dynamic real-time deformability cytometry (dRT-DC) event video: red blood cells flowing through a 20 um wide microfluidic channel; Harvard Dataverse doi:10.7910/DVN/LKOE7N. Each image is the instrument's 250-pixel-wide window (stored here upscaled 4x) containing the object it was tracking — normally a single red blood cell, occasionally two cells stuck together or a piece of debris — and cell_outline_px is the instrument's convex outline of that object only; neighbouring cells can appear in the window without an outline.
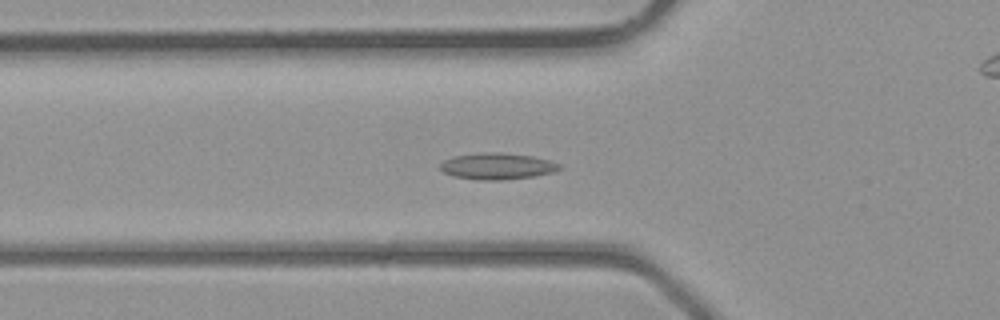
{"species": "common noctule bat (a hibernating species)", "species_latin": "Nyctalus noctula", "temperature_condition": "room temperature", "stored_images_in_passage": 41, "camera_frame_rate_fps": 3000, "um_per_image_px": 0.085, "animal": {"sex": "male", "body_mass_g": 23.1, "forearm_length_mm": 52.7}, "frame": {"image": 1, "passage_image": 14, "time_ms": 4.333, "image_size_px": [1000, 320], "cell_outline_px": [[560, 168], [552, 172], [536, 176], [500, 180], [480, 180], [452, 176], [444, 172], [440, 168], [440, 164], [444, 160], [452, 156], [476, 152], [504, 152], [532, 156], [552, 160], [560, 164]], "centroid_in_image_um": [42.25, 14.11], "position_along_channel_um": 83.6, "area_um2": 18.61}}
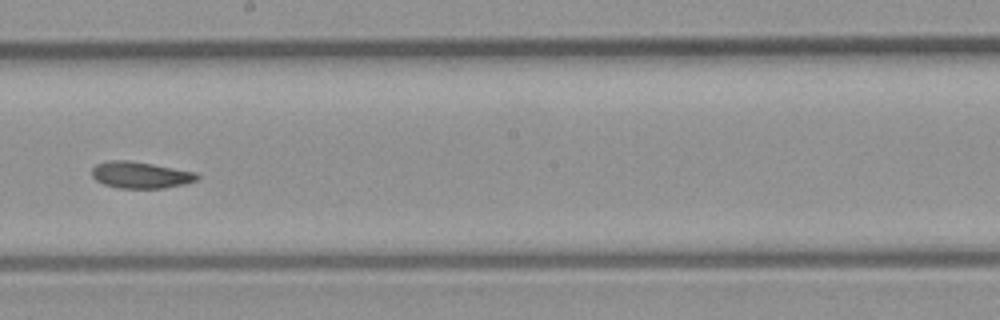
{"frame": {"image": 2, "passage_image": 23, "time_ms": 7.333, "image_size_px": [1000, 320], "cell_outline_px": [[200, 176], [196, 180], [184, 184], [164, 188], [116, 188], [104, 184], [96, 180], [92, 176], [92, 168], [96, 164], [112, 160], [128, 160], [152, 164], [196, 172]], "centroid_in_image_um": [11.93, 14.87], "position_along_channel_um": 236.3, "area_um2": 16.24}}
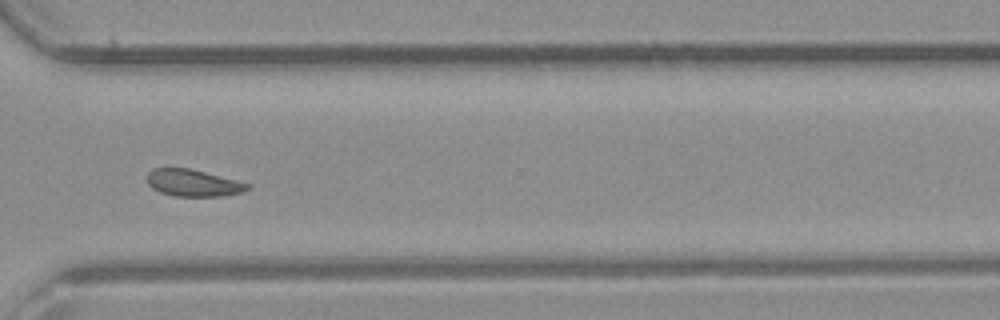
{"frame": {"image": 3, "passage_image": 30, "time_ms": 9.667, "image_size_px": [1000, 320], "cell_outline_px": [[252, 184], [244, 192], [224, 196], [172, 196], [160, 192], [152, 188], [148, 184], [148, 172], [152, 168], [188, 168]], "centroid_in_image_um": [16.42, 15.56], "position_along_channel_um": 354.2, "area_um2": 15.72}}